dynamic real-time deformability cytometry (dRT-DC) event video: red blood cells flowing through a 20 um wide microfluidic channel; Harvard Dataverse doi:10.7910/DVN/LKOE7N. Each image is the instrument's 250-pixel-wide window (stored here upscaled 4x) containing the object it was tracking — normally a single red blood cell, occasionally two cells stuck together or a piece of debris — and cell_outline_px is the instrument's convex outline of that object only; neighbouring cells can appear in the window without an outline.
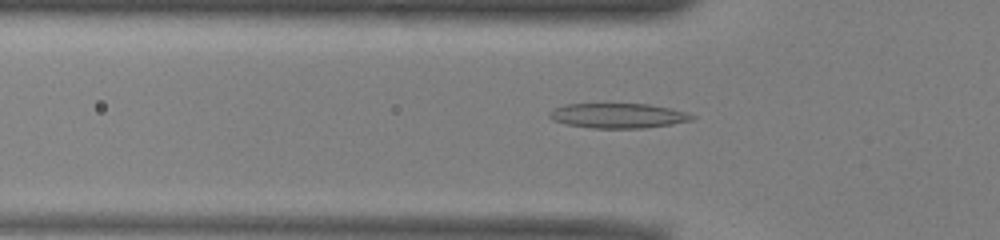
{"species": "common noctule bat (a hibernating species)", "species_latin": "Nyctalus noctula", "temperature_condition": "warm", "stored_images_in_passage": 41, "camera_frame_rate_fps": 3000, "um_per_image_px": 0.085, "animal": {"sex": "male", "body_mass_g": 13.0, "forearm_length_mm": 53.1}, "frame": {"image": 1, "passage_image": 6, "time_ms": 1.667, "image_size_px": [1000, 240], "cell_outline_px": [[696, 116], [692, 120], [672, 124], [644, 128], [592, 128], [568, 124], [552, 120], [548, 116], [548, 112], [564, 104], [648, 104], [672, 108], [688, 112]], "centroid_in_image_um": [52.57, 9.83], "position_along_channel_um": 73.2, "area_um2": 20.69}}
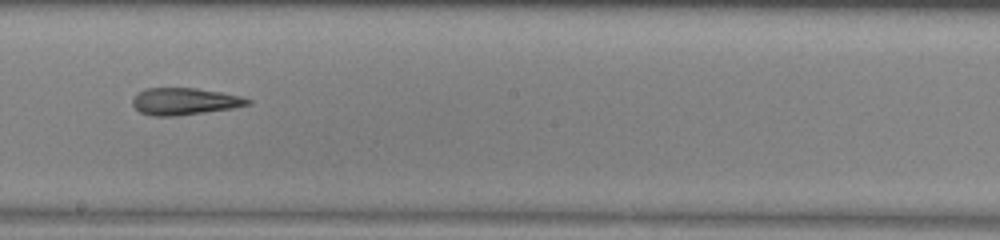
{"frame": {"image": 2, "passage_image": 18, "time_ms": 5.667, "image_size_px": [1000, 240], "cell_outline_px": [[252, 104], [232, 108], [176, 116], [152, 116], [140, 112], [132, 104], [132, 100], [144, 88], [196, 88], [220, 92], [240, 96], [252, 100]], "centroid_in_image_um": [15.7, 8.62], "position_along_channel_um": 232.5, "area_um2": 17.98}}
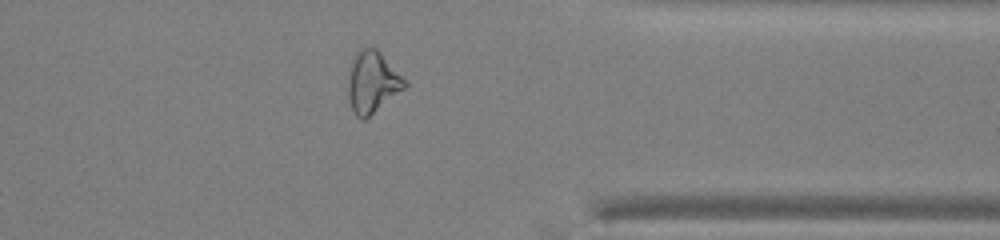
{"frame": {"image": 3, "passage_image": 30, "time_ms": 9.667, "image_size_px": [1000, 240], "cell_outline_px": [[408, 84], [404, 88], [364, 120], [360, 120], [352, 112], [348, 96], [348, 76], [352, 60], [356, 52], [364, 44], [376, 48], [408, 80]], "centroid_in_image_um": [31.64, 6.95], "position_along_channel_um": 379.8, "area_um2": 20.58}, "authors_computed_cell_mechanics": {"area_um2": 19.5364, "velocity_mm_per_s": 3.9728, "shape_relaxation_time_tau1_ms": null, "shape_relaxation_time_tau2_ms": 6.9477, "deformation_change_tau1": null, "deformation_change_tau2": 0.222}}